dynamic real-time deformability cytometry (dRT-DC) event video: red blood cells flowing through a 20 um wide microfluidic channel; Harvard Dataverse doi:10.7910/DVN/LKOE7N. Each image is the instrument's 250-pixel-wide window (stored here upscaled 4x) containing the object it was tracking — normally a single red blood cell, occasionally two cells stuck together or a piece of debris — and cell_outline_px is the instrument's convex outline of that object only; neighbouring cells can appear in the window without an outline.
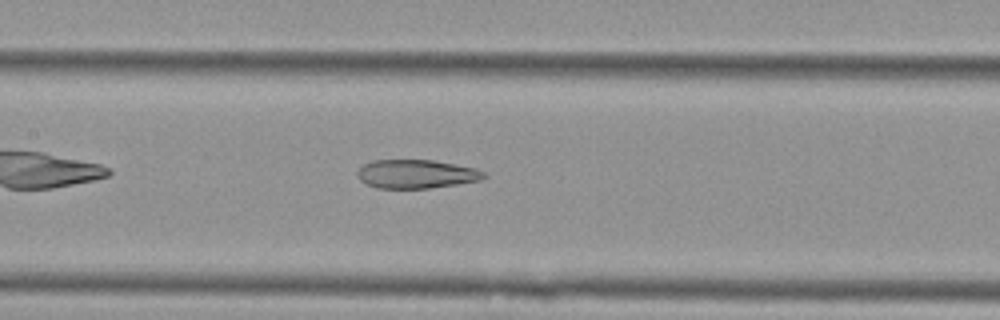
{"species": "Egyptian fruit bat (a non-hibernating species)", "species_latin": "Rousettus aegyptiacus", "temperature_condition": "cold", "stored_images_in_passage": 40, "camera_frame_rate_fps": 3000, "um_per_image_px": 0.085, "animal": {"sex": "female"}, "frame": {"image": 1, "passage_image": 12, "time_ms": 3.667, "image_size_px": [1000, 320], "cell_outline_px": [[488, 176], [480, 180], [456, 184], [428, 188], [376, 188], [360, 180], [356, 176], [356, 172], [364, 164], [372, 160], [432, 160], [456, 164], [476, 168], [484, 172]], "centroid_in_image_um": [35.38, 14.78], "position_along_channel_um": 172.0, "area_um2": 21.15}, "authors_computed_cell_mechanics": {"area_um2": 23.3223, "velocity_mm_per_s": 3.7868, "shape_relaxation_time_tau1_ms": null, "shape_relaxation_time_tau2_ms": 2.9319, "deformation_change_tau1": null, "deformation_change_tau2": 0.1153}}